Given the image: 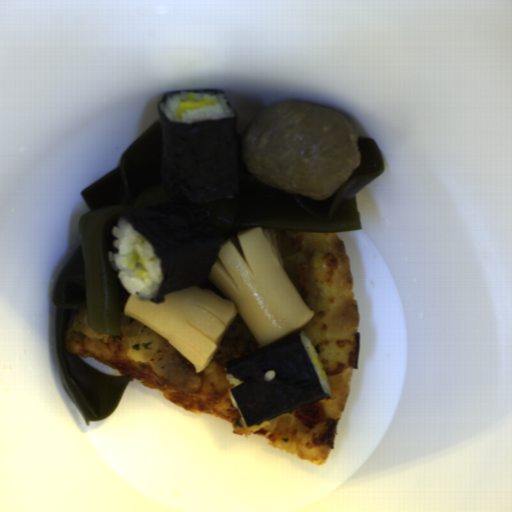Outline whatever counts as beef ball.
<instances>
[{"instance_id": "obj_1", "label": "beef ball", "mask_w": 512, "mask_h": 512, "mask_svg": "<svg viewBox=\"0 0 512 512\" xmlns=\"http://www.w3.org/2000/svg\"><path fill=\"white\" fill-rule=\"evenodd\" d=\"M348 117L288 101L257 111L240 134L241 161L264 184L314 201L332 196L361 164Z\"/></svg>"}]
</instances>
